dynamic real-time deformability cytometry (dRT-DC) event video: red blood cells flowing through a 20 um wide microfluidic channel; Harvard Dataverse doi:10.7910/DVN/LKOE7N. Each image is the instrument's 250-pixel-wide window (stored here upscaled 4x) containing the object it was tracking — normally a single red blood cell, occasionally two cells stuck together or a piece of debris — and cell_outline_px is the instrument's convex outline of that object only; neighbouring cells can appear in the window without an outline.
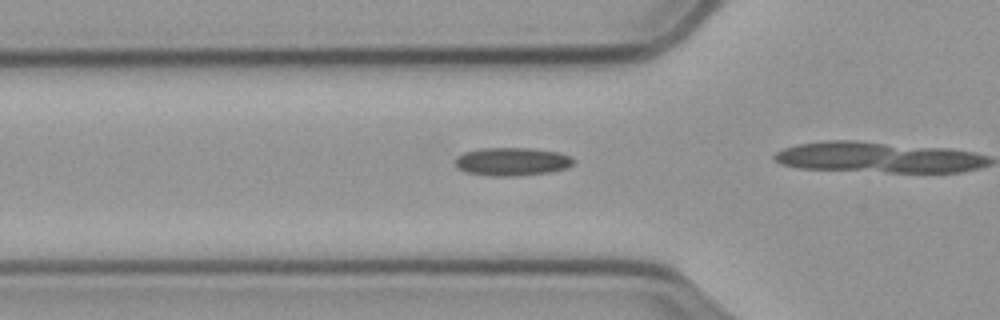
{"species": "common noctule bat (a hibernating species)", "species_latin": "Nyctalus noctula", "temperature_condition": "cold", "stored_images_in_passage": 17, "camera_frame_rate_fps": 3000, "um_per_image_px": 0.085, "animal": {"sex": "male", "body_mass_g": 23.1, "forearm_length_mm": 52.7}, "frame": {"image": 1, "passage_image": 15, "time_ms": 4.667, "image_size_px": [1000, 320], "cell_outline_px": [[576, 160], [568, 168], [552, 172], [516, 176], [492, 176], [468, 172], [456, 168], [456, 156], [464, 152], [480, 148], [528, 148], [560, 152], [572, 156]], "centroid_in_image_um": [43.56, 13.73], "position_along_channel_um": 82.2, "area_um2": 19.65}}